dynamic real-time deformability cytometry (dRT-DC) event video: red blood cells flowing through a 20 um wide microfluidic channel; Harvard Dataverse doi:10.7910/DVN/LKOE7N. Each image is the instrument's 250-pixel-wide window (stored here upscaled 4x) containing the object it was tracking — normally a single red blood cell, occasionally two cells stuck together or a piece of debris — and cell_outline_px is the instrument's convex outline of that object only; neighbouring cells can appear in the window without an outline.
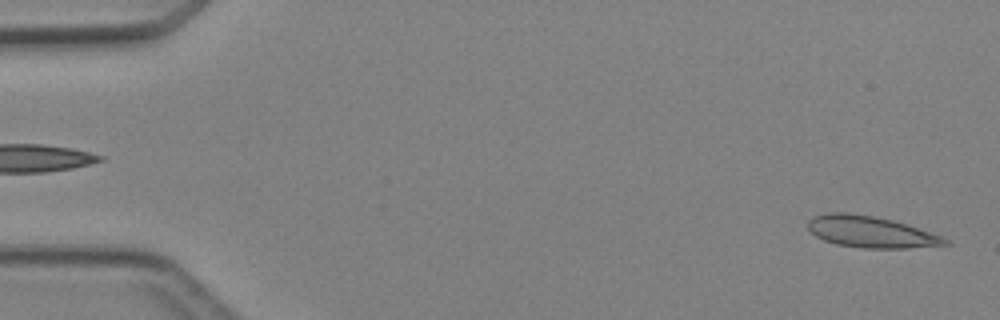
{"species": "Egyptian fruit bat (a non-hibernating species)", "species_latin": "Rousettus aegyptiacus", "temperature_condition": "cold", "stored_images_in_passage": 5, "segment_of_instrument_passage": [2, 2], "camera_frame_rate_fps": 3000, "um_per_image_px": 0.085, "animal": {"sex": "female"}, "frame": {"image": 1, "passage_image": 5, "time_ms": 4.667, "image_size_px": [1000, 320], "cell_outline_px": [[952, 244], [908, 248], [864, 248], [836, 244], [824, 240], [816, 236], [808, 228], [808, 220], [812, 216], [828, 212], [848, 212], [872, 216], [892, 220], [940, 236], [948, 240]], "centroid_in_image_um": [73.95, 19.7], "position_along_channel_um": 11.0, "area_um2": 24.85}}